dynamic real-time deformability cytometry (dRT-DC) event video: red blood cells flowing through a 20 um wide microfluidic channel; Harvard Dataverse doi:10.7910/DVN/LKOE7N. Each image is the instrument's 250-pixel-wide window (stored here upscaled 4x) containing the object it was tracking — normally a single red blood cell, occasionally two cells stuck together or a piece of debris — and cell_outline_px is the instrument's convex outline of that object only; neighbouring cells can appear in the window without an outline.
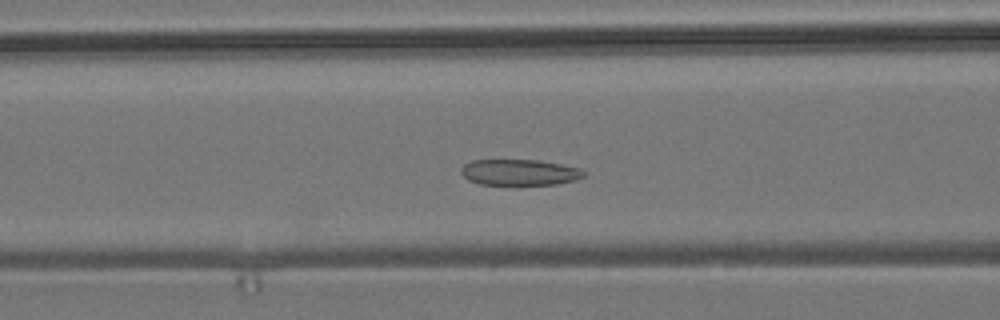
{"species": "common noctule bat (a hibernating species)", "species_latin": "Nyctalus noctula", "temperature_condition": "room temperature", "stored_images_in_passage": 54, "camera_frame_rate_fps": 3000, "um_per_image_px": 0.085, "animal": {"sex": "male", "body_mass_g": 19.2, "forearm_length_mm": 51.8}, "frame": {"image": 1, "passage_image": 21, "time_ms": 6.667, "image_size_px": [1000, 320], "cell_outline_px": [[584, 176], [576, 180], [556, 184], [480, 184], [468, 180], [460, 172], [460, 168], [464, 164], [472, 160], [540, 160], [580, 168], [584, 172]], "centroid_in_image_um": [44.14, 14.64], "position_along_channel_um": 122.5, "area_um2": 18.5}}
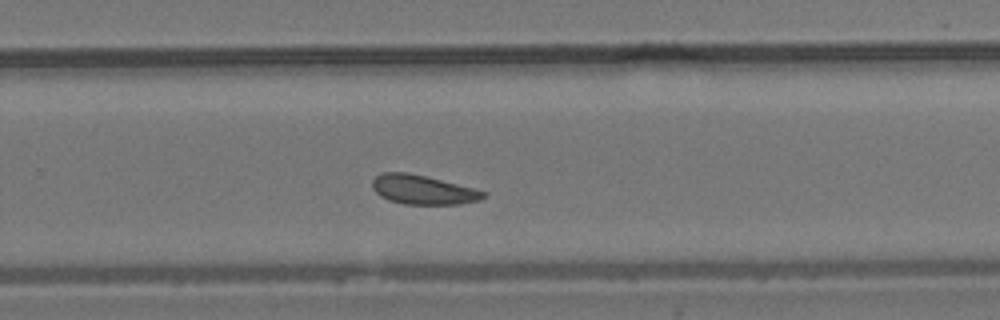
{"frame": {"image": 2, "passage_image": 35, "time_ms": 11.333, "image_size_px": [1000, 320], "cell_outline_px": [[488, 192], [480, 200], [460, 204], [404, 204], [388, 200], [380, 196], [372, 188], [372, 180], [376, 176], [384, 172], [408, 172]], "centroid_in_image_um": [35.91, 16.13], "position_along_channel_um": 293.9, "area_um2": 18.73}}
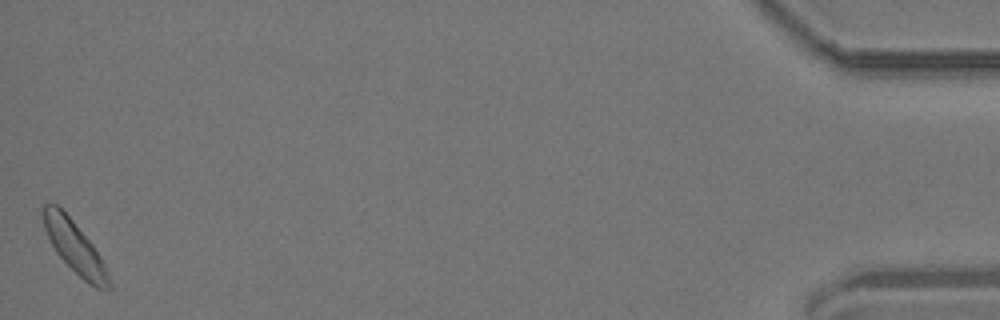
{"frame": {"image": 3, "passage_image": 54, "time_ms": 17.667, "image_size_px": [1000, 320], "cell_outline_px": [[112, 288], [108, 292], [96, 288], [88, 284], [56, 252], [44, 228], [44, 204], [56, 204], [72, 220], [92, 244], [100, 256], [104, 264], [112, 284]], "centroid_in_image_um": [6.41, 21.08], "position_along_channel_um": 428.8, "area_um2": 19.31}, "authors_computed_cell_mechanics": {"area_um2": 19.3341, "velocity_mm_per_s": 3.6861, "shape_relaxation_time_tau1_ms": 10.8403, "shape_relaxation_time_tau2_ms": 2.4471, "deformation_change_tau1": 0.1015, "deformation_change_tau2": 0.0941}}